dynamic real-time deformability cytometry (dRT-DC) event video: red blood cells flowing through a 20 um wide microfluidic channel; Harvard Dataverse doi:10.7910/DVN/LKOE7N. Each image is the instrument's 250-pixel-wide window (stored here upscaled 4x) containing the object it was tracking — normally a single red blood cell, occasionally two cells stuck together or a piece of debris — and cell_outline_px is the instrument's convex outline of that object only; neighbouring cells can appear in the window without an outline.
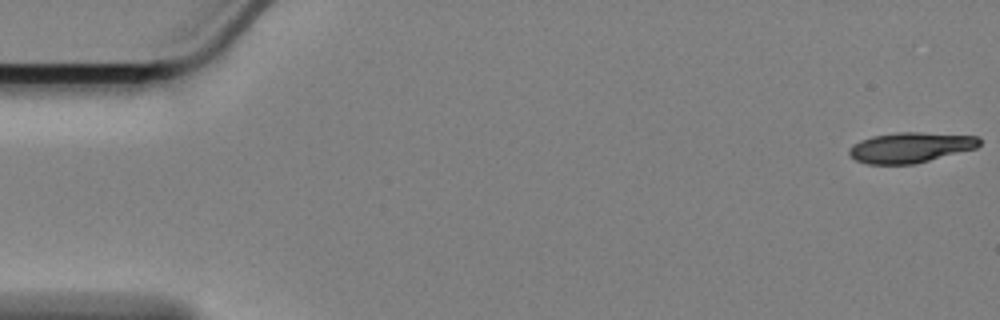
{"species": "Egyptian fruit bat (a non-hibernating species)", "species_latin": "Rousettus aegyptiacus", "temperature_condition": "cold", "stored_images_in_passage": 58, "camera_frame_rate_fps": 3000, "um_per_image_px": 0.085, "animal": {"sex": "female"}, "frame": {"image": 1, "passage_image": 1, "time_ms": 0.0, "image_size_px": [1000, 320], "cell_outline_px": [[980, 144], [976, 148], [912, 164], [868, 164], [856, 160], [848, 152], [852, 144], [860, 140], [872, 136], [900, 132], [920, 132], [980, 136]], "centroid_in_image_um": [77.38, 12.52], "position_along_channel_um": 7.6, "area_um2": 22.83}}
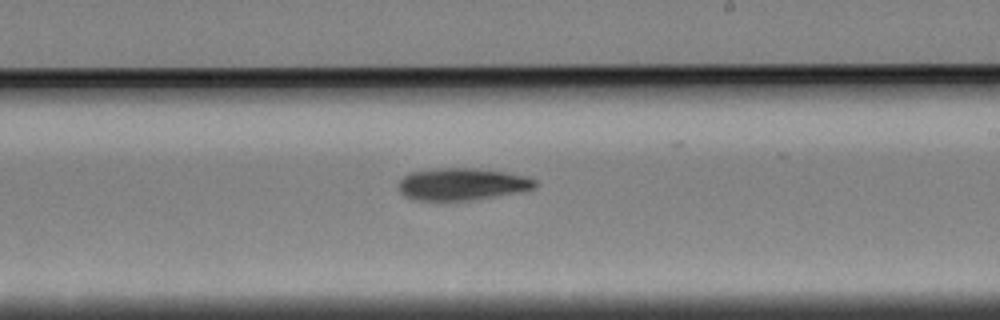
{"frame": {"image": 2, "passage_image": 34, "time_ms": 11.0, "image_size_px": [1000, 320], "cell_outline_px": [[536, 184], [532, 188], [492, 196], [468, 200], [416, 200], [404, 196], [400, 192], [400, 180], [404, 176], [412, 172], [436, 168], [476, 168], [504, 172], [524, 176], [536, 180]], "centroid_in_image_um": [39.2, 15.64], "position_along_channel_um": 249.8, "area_um2": 24.91}}
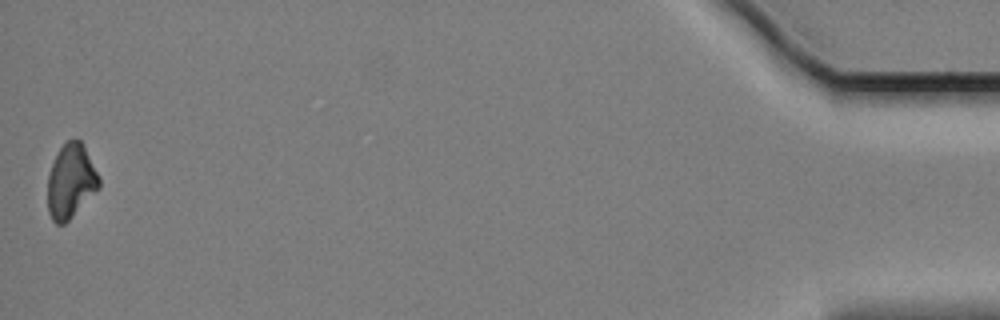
{"frame": {"image": 3, "passage_image": 58, "time_ms": 19.0, "image_size_px": [1000, 320], "cell_outline_px": [[100, 188], [64, 224], [56, 224], [52, 220], [48, 212], [48, 176], [52, 164], [60, 148], [68, 140], [80, 140], [84, 144], [100, 180]], "centroid_in_image_um": [6.02, 15.42], "position_along_channel_um": 429.2, "area_um2": 21.96}, "authors_computed_cell_mechanics": {"area_um2": 24.3338, "velocity_mm_per_s": 3.4025, "shape_relaxation_time_tau1_ms": 5.1969, "shape_relaxation_time_tau2_ms": null, "deformation_change_tau1": 0.1217, "deformation_change_tau2": null}}